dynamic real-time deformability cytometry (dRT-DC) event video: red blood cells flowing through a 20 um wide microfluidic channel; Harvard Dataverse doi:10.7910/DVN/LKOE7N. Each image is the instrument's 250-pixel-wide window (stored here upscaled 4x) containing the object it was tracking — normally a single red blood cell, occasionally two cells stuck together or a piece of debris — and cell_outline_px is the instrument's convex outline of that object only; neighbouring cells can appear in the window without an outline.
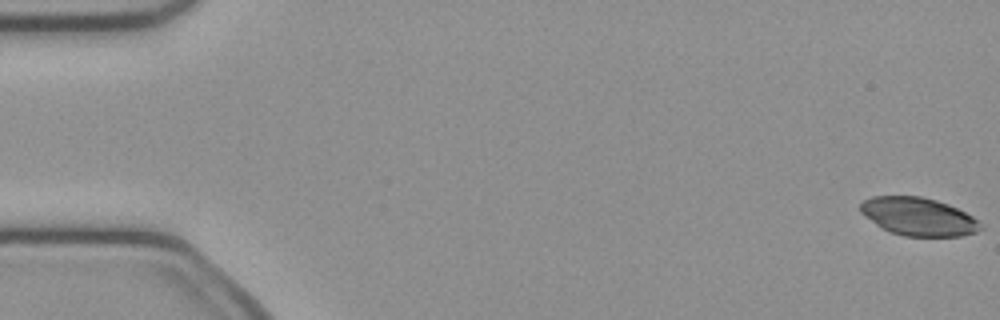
{"species": "common noctule bat (a hibernating species)", "species_latin": "Nyctalus noctula", "temperature_condition": "cold", "stored_images_in_passage": 51, "camera_frame_rate_fps": 3000, "um_per_image_px": 0.085, "animal": {"sex": "female", "body_mass_g": 21.9}, "frame": {"image": 1, "passage_image": 1, "time_ms": 0.0, "image_size_px": [1000, 320], "cell_outline_px": [[984, 228], [976, 232], [960, 236], [904, 236], [892, 232], [876, 224], [864, 216], [860, 212], [860, 204], [864, 200], [872, 196], [920, 196], [936, 200], [948, 204], [972, 216]], "centroid_in_image_um": [78.05, 18.4], "position_along_channel_um": 6.9, "area_um2": 26.41}}
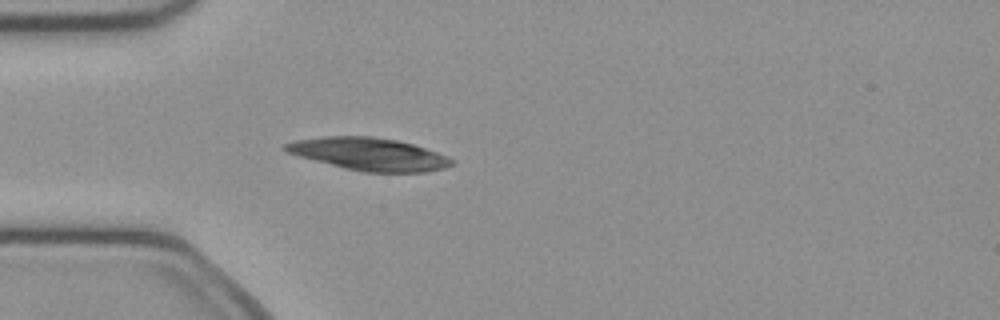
{"frame": {"image": 2, "passage_image": 15, "time_ms": 4.667, "image_size_px": [1000, 320], "cell_outline_px": [[456, 160], [452, 164], [444, 168], [424, 172], [364, 172], [344, 168], [300, 156], [288, 152], [280, 148], [284, 144], [292, 140], [320, 136], [372, 136], [396, 140], [412, 144], [448, 156]], "centroid_in_image_um": [31.33, 13.09], "position_along_channel_um": 53.7, "area_um2": 31.56}}